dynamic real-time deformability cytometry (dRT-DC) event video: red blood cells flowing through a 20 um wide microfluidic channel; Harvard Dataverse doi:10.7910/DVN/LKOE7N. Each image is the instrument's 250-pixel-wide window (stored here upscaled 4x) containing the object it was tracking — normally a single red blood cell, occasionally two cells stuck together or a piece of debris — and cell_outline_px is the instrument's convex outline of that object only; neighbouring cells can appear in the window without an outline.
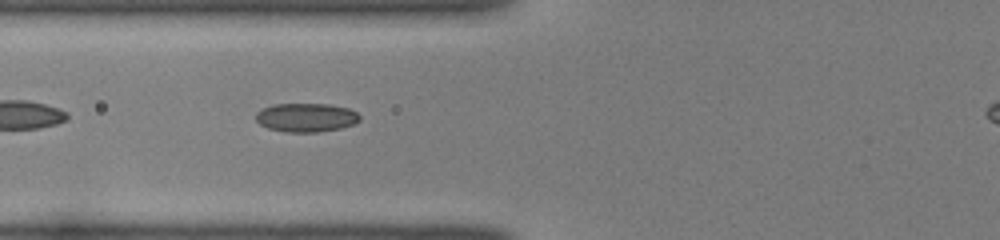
{"species": "common noctule bat (a hibernating species)", "species_latin": "Nyctalus noctula", "temperature_condition": "room temperature", "stored_images_in_passage": 38, "camera_frame_rate_fps": 3000, "um_per_image_px": 0.085, "animal": {"sex": "female", "body_mass_g": 22.0, "forearm_length_mm": 56.7}, "frame": {"image": 1, "passage_image": 9, "time_ms": 2.667, "image_size_px": [1000, 240], "cell_outline_px": [[360, 120], [356, 124], [340, 128], [316, 132], [284, 132], [268, 128], [260, 124], [256, 120], [256, 112], [272, 104], [332, 104], [348, 108], [356, 112], [360, 116]], "centroid_in_image_um": [26.04, 9.98], "position_along_channel_um": 99.8, "area_um2": 17.51}}
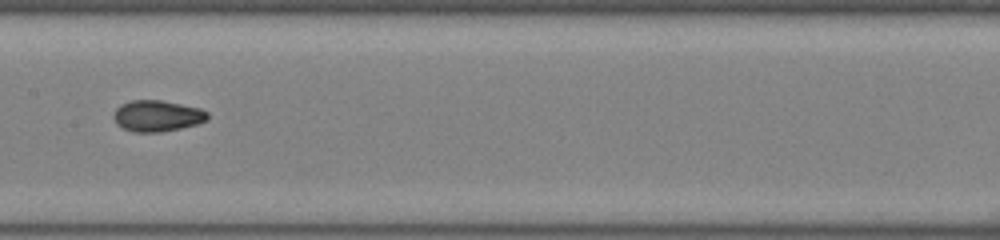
{"frame": {"image": 2, "passage_image": 16, "time_ms": 5.0, "image_size_px": [1000, 240], "cell_outline_px": [[208, 120], [196, 124], [180, 128], [160, 132], [132, 132], [116, 124], [112, 116], [116, 108], [120, 104], [132, 100], [160, 100], [200, 108], [208, 112]], "centroid_in_image_um": [13.33, 9.85], "position_along_channel_um": 194.1, "area_um2": 17.11}}
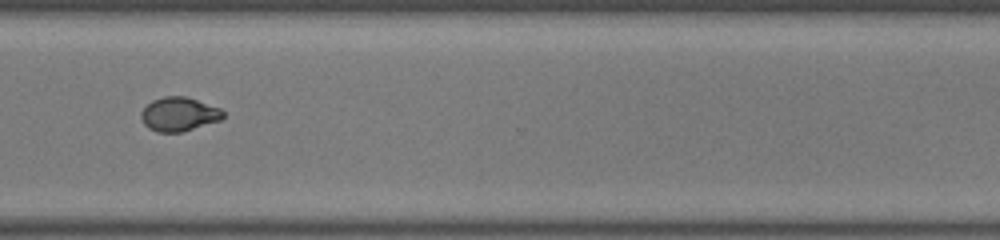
{"frame": {"image": 3, "passage_image": 28, "time_ms": 9.0, "image_size_px": [1000, 240], "cell_outline_px": [[224, 116], [220, 120], [180, 132], [156, 132], [148, 128], [144, 124], [140, 116], [140, 112], [152, 100], [164, 96], [188, 96], [220, 108], [224, 112]], "centroid_in_image_um": [15.2, 9.69], "position_along_channel_um": 355.4, "area_um2": 16.24}}